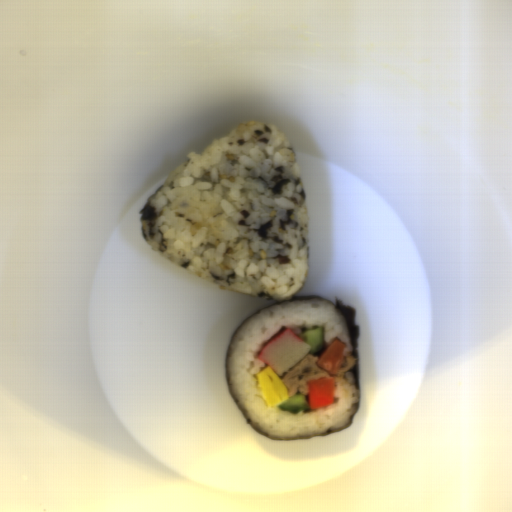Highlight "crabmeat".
Segmentation results:
<instances>
[{
  "label": "crabmeat",
  "instance_id": "obj_1",
  "mask_svg": "<svg viewBox=\"0 0 512 512\" xmlns=\"http://www.w3.org/2000/svg\"><path fill=\"white\" fill-rule=\"evenodd\" d=\"M310 350L309 344L291 328H287L264 345L257 359L282 376L305 358Z\"/></svg>",
  "mask_w": 512,
  "mask_h": 512
}]
</instances>
